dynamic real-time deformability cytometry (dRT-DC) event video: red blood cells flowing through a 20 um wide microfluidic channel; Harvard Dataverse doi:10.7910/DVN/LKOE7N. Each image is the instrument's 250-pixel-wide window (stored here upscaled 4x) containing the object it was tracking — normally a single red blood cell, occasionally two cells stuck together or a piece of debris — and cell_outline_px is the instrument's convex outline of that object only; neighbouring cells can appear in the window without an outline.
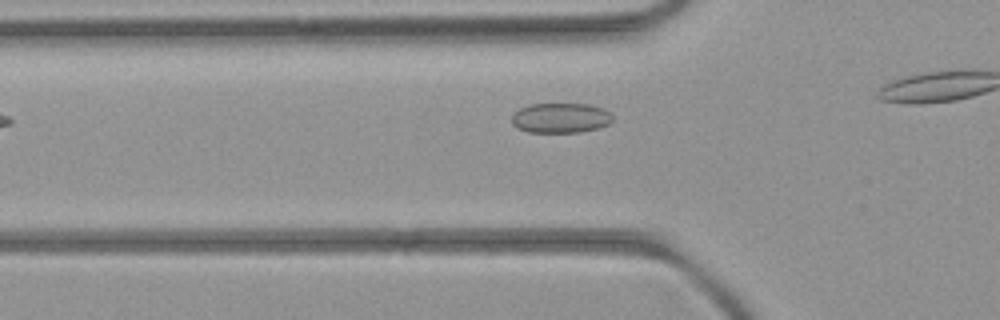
{"species": "common noctule bat (a hibernating species)", "species_latin": "Nyctalus noctula", "temperature_condition": "room temperature", "stored_images_in_passage": 5, "camera_frame_rate_fps": 3000, "um_per_image_px": 0.085, "animal": {"sex": "female", "body_mass_g": 21.9}, "frame": {"image": 1, "passage_image": 3, "time_ms": 2.333, "image_size_px": [1000, 320], "cell_outline_px": [[612, 120], [608, 124], [596, 128], [580, 132], [528, 132], [516, 128], [512, 124], [512, 116], [520, 108], [528, 104], [588, 104], [604, 108], [612, 116]], "centroid_in_image_um": [47.62, 10.02], "position_along_channel_um": 78.2, "area_um2": 17.57}}
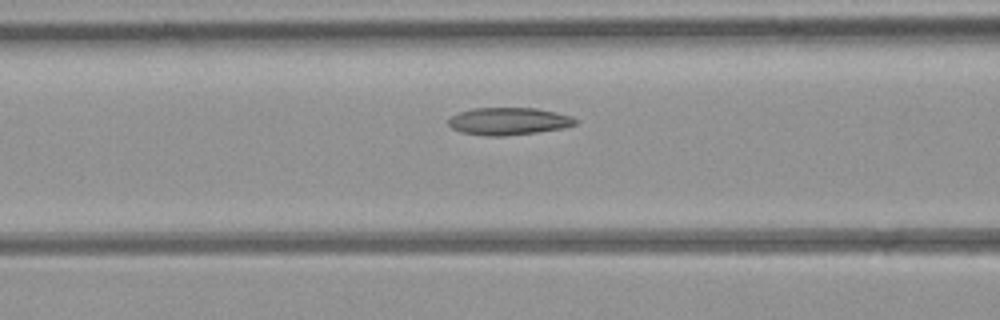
{"frame": {"image": 2, "passage_image": 5, "time_ms": 4.667, "image_size_px": [1000, 320], "cell_outline_px": [[576, 124], [560, 128], [536, 132], [504, 136], [488, 136], [460, 132], [452, 128], [448, 124], [448, 120], [452, 116], [460, 112], [472, 108], [536, 108], [556, 112], [572, 116], [576, 120]], "centroid_in_image_um": [43.2, 10.3], "position_along_channel_um": 123.4, "area_um2": 20.11}}